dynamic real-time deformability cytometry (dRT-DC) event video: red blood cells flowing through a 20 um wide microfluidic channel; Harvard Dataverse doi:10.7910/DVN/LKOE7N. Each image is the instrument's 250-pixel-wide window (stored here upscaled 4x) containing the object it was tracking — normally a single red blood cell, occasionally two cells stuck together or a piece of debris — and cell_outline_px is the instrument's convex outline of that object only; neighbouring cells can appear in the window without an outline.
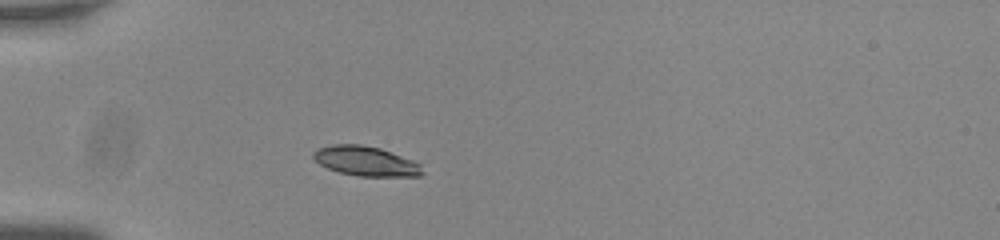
{"species": "common noctule bat (a hibernating species)", "species_latin": "Nyctalus noctula", "temperature_condition": "room temperature", "stored_images_in_passage": 43, "camera_frame_rate_fps": 3000, "um_per_image_px": 0.085, "animal": {"sex": "male", "body_mass_g": 20.0, "forearm_length_mm": 53.3}, "frame": {"image": 1, "passage_image": 5, "time_ms": 1.333, "image_size_px": [1000, 240], "cell_outline_px": [[424, 172], [420, 176], [360, 176], [340, 172], [328, 168], [320, 164], [312, 156], [312, 152], [316, 148], [332, 144], [360, 144], [380, 148], [412, 160], [420, 164]], "centroid_in_image_um": [31.07, 13.68], "position_along_channel_um": 53.9, "area_um2": 18.79}}
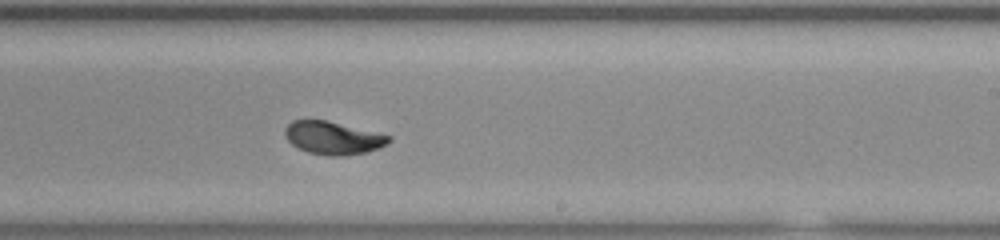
{"frame": {"image": 2, "passage_image": 23, "time_ms": 7.333, "image_size_px": [1000, 240], "cell_outline_px": [[392, 140], [388, 144], [380, 148], [364, 152], [344, 156], [328, 156], [308, 152], [292, 144], [284, 136], [284, 128], [292, 120], [328, 120], [392, 136]], "centroid_in_image_um": [28.32, 11.72], "position_along_channel_um": 260.7, "area_um2": 20.06}}
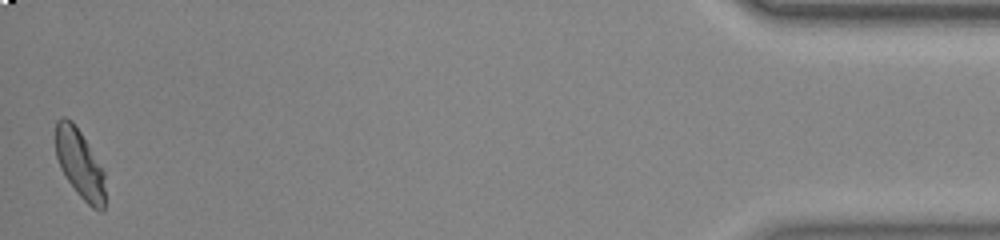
{"frame": {"image": 3, "passage_image": 43, "time_ms": 14.0, "image_size_px": [1000, 240], "cell_outline_px": [[104, 212], [100, 212], [92, 208], [76, 192], [60, 168], [56, 156], [56, 120], [64, 116], [72, 120], [80, 132], [104, 172]], "centroid_in_image_um": [6.77, 13.94], "position_along_channel_um": 428.4, "area_um2": 19.59}, "authors_computed_cell_mechanics": {"area_um2": 19.7676, "velocity_mm_per_s": 3.7207, "shape_relaxation_time_tau1_ms": 3.1905, "shape_relaxation_time_tau2_ms": null, "deformation_change_tau1": 0.1375, "deformation_change_tau2": null}}